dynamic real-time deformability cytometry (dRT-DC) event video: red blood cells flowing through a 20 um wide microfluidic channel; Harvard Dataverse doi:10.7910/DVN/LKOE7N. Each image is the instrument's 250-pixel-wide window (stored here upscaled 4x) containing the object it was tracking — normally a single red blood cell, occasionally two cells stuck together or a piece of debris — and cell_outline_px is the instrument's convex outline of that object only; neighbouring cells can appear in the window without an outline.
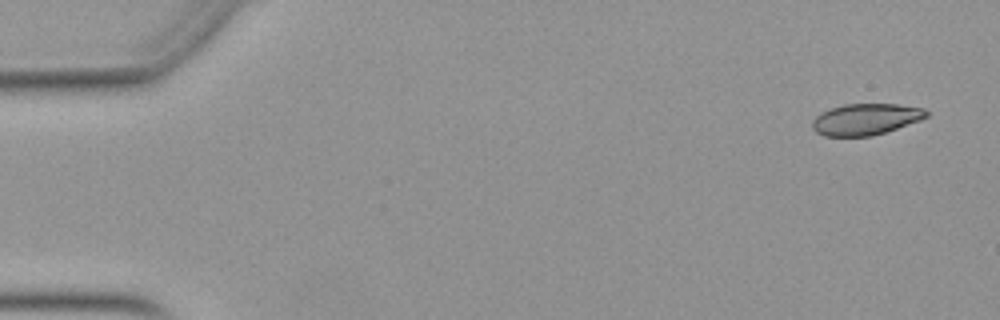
{"species": "Egyptian fruit bat (a non-hibernating species)", "species_latin": "Rousettus aegyptiacus", "temperature_condition": "warm", "stored_images_in_passage": 7, "camera_frame_rate_fps": 3000, "um_per_image_px": 0.085, "animal": {"sex": "female"}, "frame": {"image": 1, "passage_image": 3, "time_ms": 0.667, "image_size_px": [1000, 320], "cell_outline_px": [[928, 116], [920, 120], [872, 136], [824, 136], [816, 132], [812, 128], [812, 120], [820, 112], [844, 104], [900, 104], [924, 108], [928, 112]], "centroid_in_image_um": [73.57, 10.13], "position_along_channel_um": 11.4, "area_um2": 20.81}}